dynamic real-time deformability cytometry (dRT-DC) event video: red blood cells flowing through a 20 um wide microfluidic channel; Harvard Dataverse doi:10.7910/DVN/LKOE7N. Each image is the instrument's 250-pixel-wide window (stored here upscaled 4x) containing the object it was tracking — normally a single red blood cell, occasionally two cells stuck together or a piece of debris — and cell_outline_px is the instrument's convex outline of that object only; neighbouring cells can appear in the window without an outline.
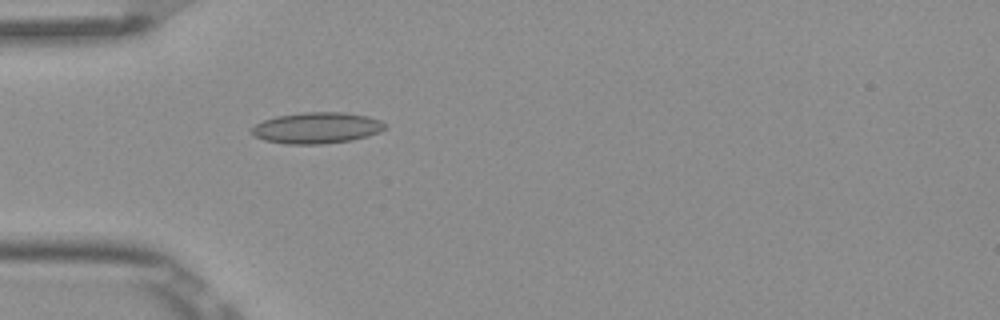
{"species": "Egyptian fruit bat (a non-hibernating species)", "species_latin": "Rousettus aegyptiacus", "temperature_condition": "room temperature", "stored_images_in_passage": 6, "camera_frame_rate_fps": 3000, "um_per_image_px": 0.085, "frame": {"image": 1, "passage_image": 6, "time_ms": 1.667, "image_size_px": [1000, 320], "cell_outline_px": [[384, 128], [380, 132], [368, 136], [352, 140], [324, 144], [284, 144], [264, 140], [252, 136], [252, 128], [256, 124], [264, 120], [276, 116], [304, 112], [344, 112], [368, 116], [380, 120], [384, 124]], "centroid_in_image_um": [26.91, 10.88], "position_along_channel_um": 58.1, "area_um2": 24.28}}